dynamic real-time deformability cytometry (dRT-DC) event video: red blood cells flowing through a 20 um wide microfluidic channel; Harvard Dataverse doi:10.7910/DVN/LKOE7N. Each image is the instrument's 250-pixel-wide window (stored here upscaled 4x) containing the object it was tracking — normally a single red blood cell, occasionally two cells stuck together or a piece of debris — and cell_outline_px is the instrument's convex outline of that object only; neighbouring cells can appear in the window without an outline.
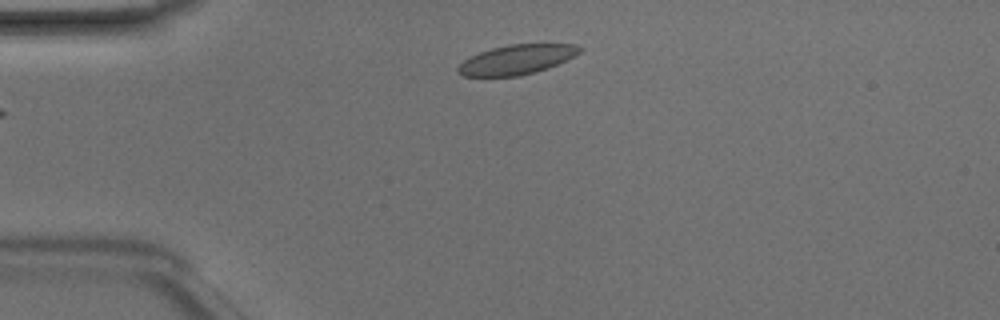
{"species": "Egyptian fruit bat (a non-hibernating species)", "species_latin": "Rousettus aegyptiacus", "temperature_condition": "room temperature", "stored_images_in_passage": 38, "camera_frame_rate_fps": 3000, "um_per_image_px": 0.085, "animal": {"sex": "male"}, "frame": {"image": 1, "passage_image": 1, "time_ms": 0.0, "image_size_px": [1000, 320], "cell_outline_px": [[584, 48], [580, 52], [548, 68], [536, 72], [520, 76], [460, 76], [456, 72], [456, 68], [468, 56], [492, 48], [508, 44], [576, 44]], "centroid_in_image_um": [43.87, 5.07], "position_along_channel_um": 41.1, "area_um2": 21.04}}
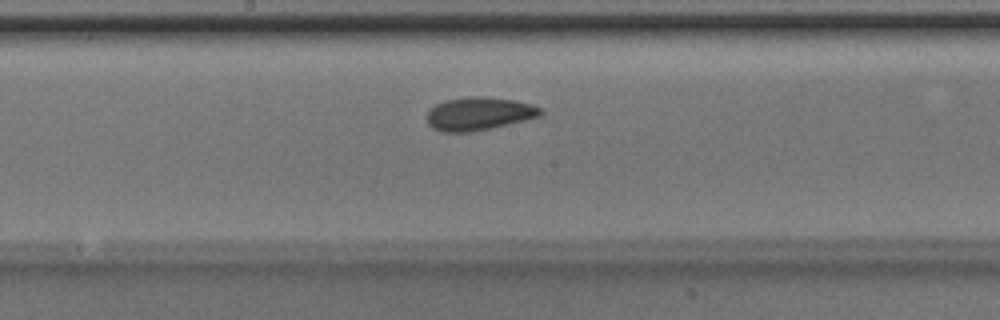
{"frame": {"image": 2, "passage_image": 15, "time_ms": 4.667, "image_size_px": [1000, 320], "cell_outline_px": [[544, 112], [540, 116], [508, 124], [472, 132], [440, 132], [432, 128], [428, 124], [428, 112], [436, 104], [444, 100], [476, 96], [488, 96], [512, 100], [532, 104], [540, 108]], "centroid_in_image_um": [40.7, 9.67], "position_along_channel_um": 207.5, "area_um2": 21.85}}
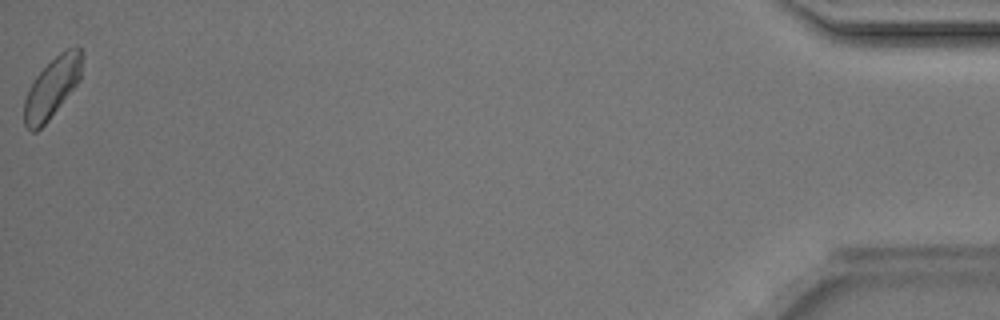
{"frame": {"image": 3, "passage_image": 38, "time_ms": 12.333, "image_size_px": [1000, 320], "cell_outline_px": [[80, 80], [48, 120], [36, 132], [32, 132], [24, 124], [24, 100], [28, 88], [36, 76], [60, 52], [68, 48], [80, 48]], "centroid_in_image_um": [4.37, 7.49], "position_along_channel_um": 430.8, "area_um2": 19.65}, "authors_computed_cell_mechanics": {"area_um2": 21.0392, "velocity_mm_per_s": 4.1714, "shape_relaxation_time_tau1_ms": 2.4666, "shape_relaxation_time_tau2_ms": 2.0302, "deformation_change_tau1": 0.0635, "deformation_change_tau2": 0.0579}}